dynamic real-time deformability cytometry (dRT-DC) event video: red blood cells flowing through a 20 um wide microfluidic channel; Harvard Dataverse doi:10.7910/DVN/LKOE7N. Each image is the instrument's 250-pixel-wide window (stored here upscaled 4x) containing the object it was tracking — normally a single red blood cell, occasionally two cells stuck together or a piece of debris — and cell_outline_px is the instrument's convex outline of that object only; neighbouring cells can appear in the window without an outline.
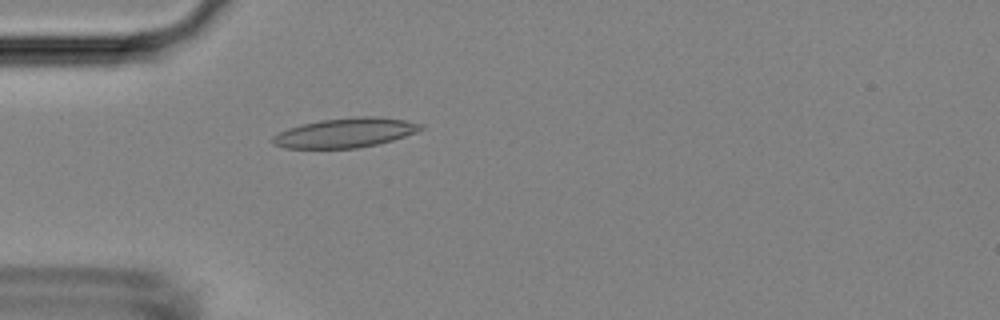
{"species": "Egyptian fruit bat (a non-hibernating species)", "species_latin": "Rousettus aegyptiacus", "temperature_condition": "room temperature", "stored_images_in_passage": 4, "camera_frame_rate_fps": 3000, "um_per_image_px": 0.085, "animal": {"sex": "female"}, "frame": {"image": 1, "passage_image": 4, "time_ms": 3.667, "image_size_px": [1000, 320], "cell_outline_px": [[424, 128], [416, 132], [392, 140], [376, 144], [356, 148], [284, 148], [272, 144], [272, 136], [288, 128], [300, 124], [320, 120], [360, 116], [376, 116], [404, 120], [424, 124]], "centroid_in_image_um": [29.33, 11.28], "position_along_channel_um": 55.7, "area_um2": 25.43}}